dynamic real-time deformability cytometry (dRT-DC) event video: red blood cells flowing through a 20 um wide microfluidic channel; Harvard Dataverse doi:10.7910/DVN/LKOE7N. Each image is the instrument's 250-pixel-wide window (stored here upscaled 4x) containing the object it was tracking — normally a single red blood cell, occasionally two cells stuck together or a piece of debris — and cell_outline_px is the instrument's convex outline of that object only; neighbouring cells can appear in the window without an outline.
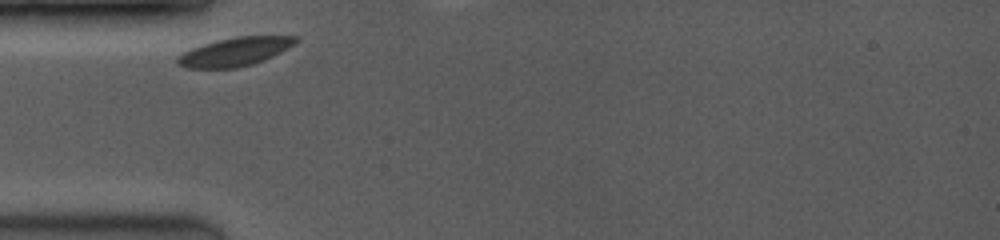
{"species": "common noctule bat (a hibernating species)", "species_latin": "Nyctalus noctula", "temperature_condition": "room temperature", "stored_images_in_passage": 3, "camera_frame_rate_fps": 3500, "um_per_image_px": 0.085, "animal": {"sex": "female", "body_mass_g": 19.0, "forearm_length_mm": 53.3}, "frame": {"image": 1, "passage_image": 1, "time_ms": 0.0, "image_size_px": [1000, 240], "cell_outline_px": [[300, 40], [288, 48], [264, 60], [252, 64], [236, 68], [188, 68], [176, 64], [176, 56], [192, 48], [216, 40], [236, 36], [300, 36]], "centroid_in_image_um": [19.97, 4.39], "position_along_channel_um": 65.0, "area_um2": 19.71}}